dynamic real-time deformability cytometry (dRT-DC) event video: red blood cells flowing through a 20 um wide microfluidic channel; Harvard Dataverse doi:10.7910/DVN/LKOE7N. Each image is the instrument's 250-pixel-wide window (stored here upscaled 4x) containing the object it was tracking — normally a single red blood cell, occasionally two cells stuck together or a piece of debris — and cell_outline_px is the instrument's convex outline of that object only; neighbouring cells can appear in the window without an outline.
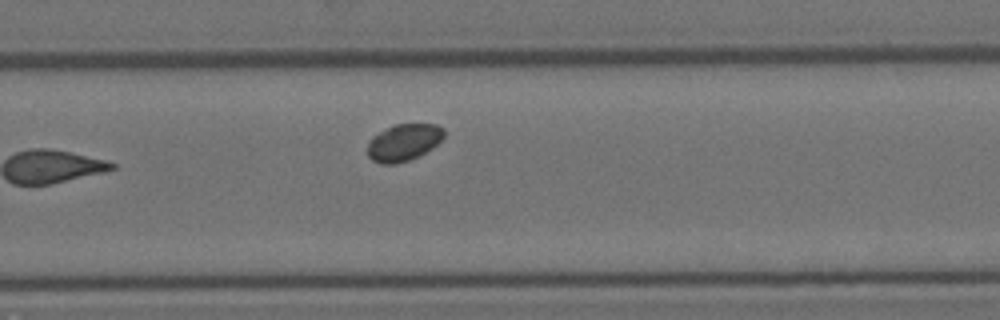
{"species": "Egyptian fruit bat (a non-hibernating species)", "species_latin": "Rousettus aegyptiacus", "temperature_condition": "room temperature", "stored_images_in_passage": 15, "camera_frame_rate_fps": 3000, "um_per_image_px": 0.085, "animal": {"sex": "female"}, "frame": {"image": 1, "passage_image": 15, "time_ms": 4.667, "image_size_px": [1000, 320], "cell_outline_px": [[444, 136], [432, 148], [408, 160], [396, 164], [380, 164], [372, 160], [368, 156], [368, 140], [372, 136], [396, 124], [436, 124], [444, 128]], "centroid_in_image_um": [34.29, 12.1], "position_along_channel_um": 295.5, "area_um2": 16.3}}